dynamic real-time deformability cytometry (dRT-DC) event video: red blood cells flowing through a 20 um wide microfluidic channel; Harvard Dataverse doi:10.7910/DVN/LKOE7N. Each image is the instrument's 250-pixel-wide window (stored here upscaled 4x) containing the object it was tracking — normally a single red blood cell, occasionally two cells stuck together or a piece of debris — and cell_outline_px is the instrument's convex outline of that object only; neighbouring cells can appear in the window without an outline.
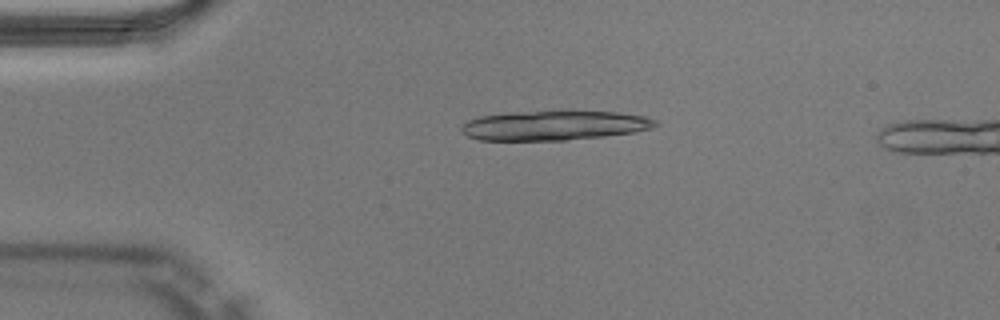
{"species": "Egyptian fruit bat (a non-hibernating species)", "species_latin": "Rousettus aegyptiacus", "temperature_condition": "warm", "stored_images_in_passage": 10, "camera_frame_rate_fps": 3000, "um_per_image_px": 0.085, "animal": {"sex": "male"}, "frame": {"image": 1, "passage_image": 4, "time_ms": 1.0, "image_size_px": [1000, 320], "cell_outline_px": [[660, 124], [652, 128], [636, 132], [604, 136], [564, 140], [480, 140], [468, 136], [460, 132], [460, 128], [468, 120], [480, 116], [508, 112], [568, 108], [620, 112], [648, 116], [656, 120]], "centroid_in_image_um": [47.18, 10.61], "position_along_channel_um": 37.8, "area_um2": 34.97}}